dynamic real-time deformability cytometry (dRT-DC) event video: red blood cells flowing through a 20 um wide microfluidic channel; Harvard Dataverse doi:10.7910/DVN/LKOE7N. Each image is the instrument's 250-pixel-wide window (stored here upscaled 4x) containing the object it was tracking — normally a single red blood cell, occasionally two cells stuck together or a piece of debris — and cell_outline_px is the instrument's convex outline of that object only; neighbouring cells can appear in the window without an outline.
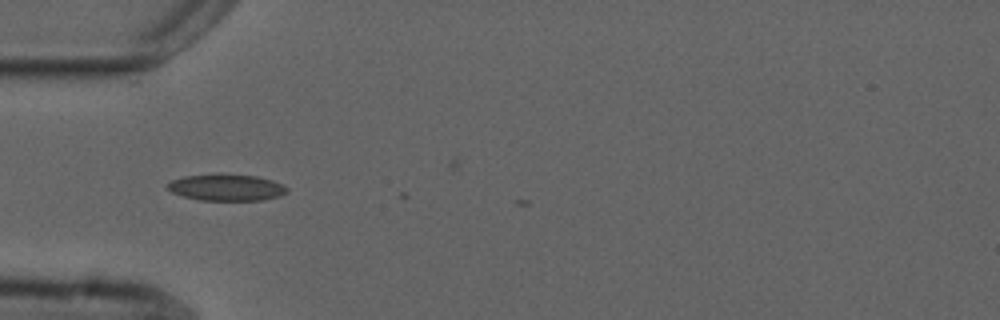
{"species": "common noctule bat (a hibernating species)", "species_latin": "Nyctalus noctula", "temperature_condition": "cold", "stored_images_in_passage": 3, "camera_frame_rate_fps": 3000, "um_per_image_px": 0.085, "animal": {"sex": "male", "forearm_length_mm": 52.5}, "frame": {"image": 1, "passage_image": 1, "time_ms": 0.0, "image_size_px": [1000, 320], "cell_outline_px": [[288, 192], [280, 196], [264, 200], [200, 200], [184, 196], [172, 192], [168, 188], [168, 184], [172, 180], [184, 176], [216, 172], [220, 172], [256, 176], [272, 180], [288, 188]], "centroid_in_image_um": [19.26, 15.91], "position_along_channel_um": 65.7, "area_um2": 18.79}}